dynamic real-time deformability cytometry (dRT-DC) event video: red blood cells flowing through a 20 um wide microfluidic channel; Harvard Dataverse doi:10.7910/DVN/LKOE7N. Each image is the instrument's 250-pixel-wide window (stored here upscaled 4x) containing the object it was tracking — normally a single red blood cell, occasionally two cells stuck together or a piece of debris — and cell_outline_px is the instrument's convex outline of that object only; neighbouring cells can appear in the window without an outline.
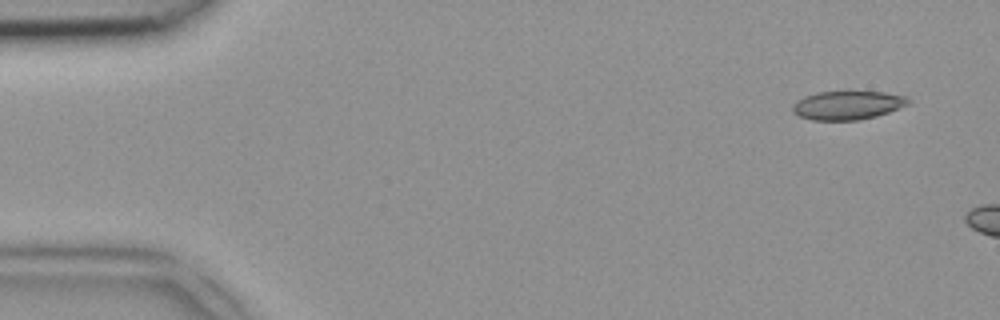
{"species": "common noctule bat (a hibernating species)", "species_latin": "Nyctalus noctula", "temperature_condition": "room temperature", "stored_images_in_passage": 13, "camera_frame_rate_fps": 3000, "um_per_image_px": 0.085, "animal": {"sex": "female", "body_mass_g": 18.4}, "frame": {"image": 1, "passage_image": 3, "time_ms": 0.667, "image_size_px": [1000, 320], "cell_outline_px": [[908, 104], [888, 112], [876, 116], [860, 120], [812, 120], [800, 116], [792, 112], [792, 104], [796, 100], [804, 96], [816, 92], [884, 92], [908, 96]], "centroid_in_image_um": [72.0, 8.94], "position_along_channel_um": 13.0, "area_um2": 19.31}}